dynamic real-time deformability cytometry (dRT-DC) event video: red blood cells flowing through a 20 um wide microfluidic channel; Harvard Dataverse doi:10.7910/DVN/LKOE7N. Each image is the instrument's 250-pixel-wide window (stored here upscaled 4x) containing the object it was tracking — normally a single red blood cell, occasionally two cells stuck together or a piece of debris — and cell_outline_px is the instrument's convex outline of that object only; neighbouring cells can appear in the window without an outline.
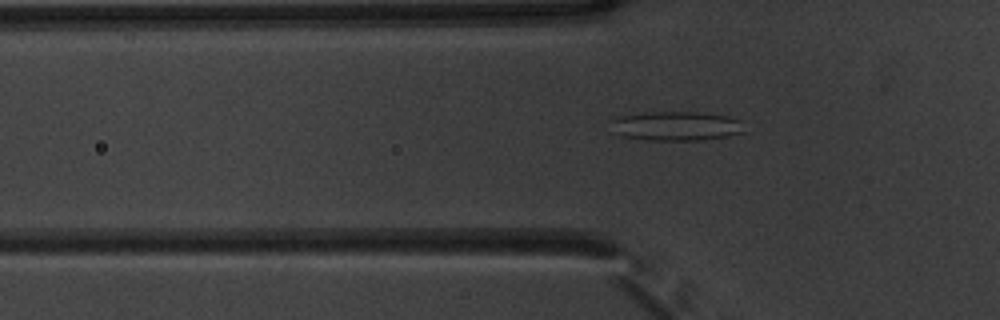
{"species": "common noctule bat (a hibernating species)", "species_latin": "Nyctalus noctula", "temperature_condition": "warm", "stored_images_in_passage": 53, "camera_frame_rate_fps": 3000, "um_per_image_px": 0.085, "animal": {"sex": "male", "body_mass_g": 20.1, "forearm_length_mm": 53.5}, "frame": {"image": 1, "passage_image": 18, "time_ms": 5.667, "image_size_px": [1000, 320], "cell_outline_px": [[744, 132], [724, 136], [700, 140], [648, 140], [624, 136], [612, 132], [608, 120], [608, 116], [648, 112], [696, 112], [728, 116], [740, 120]], "centroid_in_image_um": [57.32, 10.69], "position_along_channel_um": 68.5, "area_um2": 23.06}}
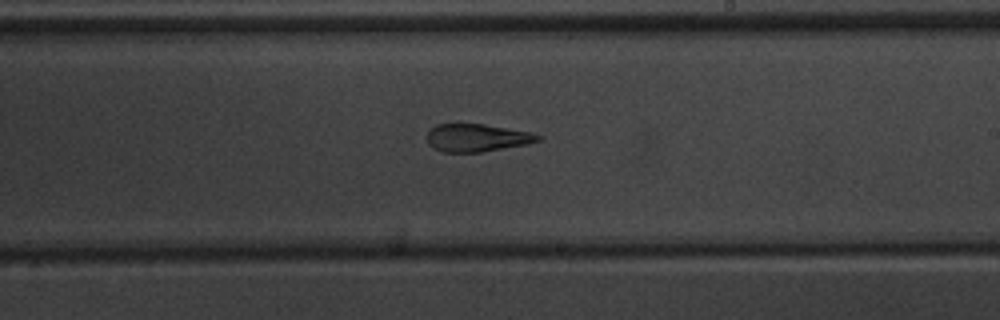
{"frame": {"image": 2, "passage_image": 32, "time_ms": 10.333, "image_size_px": [1000, 320], "cell_outline_px": [[544, 136], [540, 140], [528, 144], [480, 152], [444, 152], [432, 148], [428, 144], [428, 132], [436, 124], [484, 124], [532, 132]], "centroid_in_image_um": [40.57, 11.71], "position_along_channel_um": 248.4, "area_um2": 17.98}}
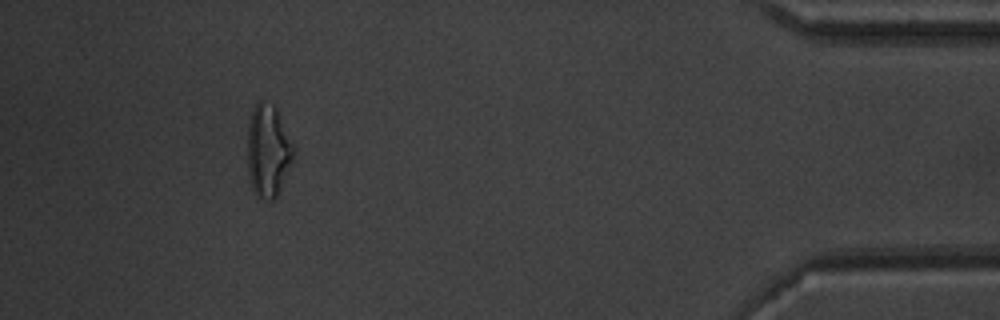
{"frame": {"image": 3, "passage_image": 49, "time_ms": 16.0, "image_size_px": [1000, 320], "cell_outline_px": [[292, 160], [280, 188], [276, 196], [272, 200], [268, 200], [256, 196], [252, 188], [248, 172], [248, 124], [252, 112], [256, 104], [260, 100], [272, 104], [276, 108], [292, 144]], "centroid_in_image_um": [22.75, 12.82], "position_along_channel_um": 412.4, "area_um2": 24.1}, "authors_computed_cell_mechanics": {"area_um2": 21.386, "velocity_mm_per_s": 3.8582, "shape_relaxation_time_tau1_ms": null, "shape_relaxation_time_tau2_ms": 2.3994, "deformation_change_tau1": null, "deformation_change_tau2": 0.1217}}